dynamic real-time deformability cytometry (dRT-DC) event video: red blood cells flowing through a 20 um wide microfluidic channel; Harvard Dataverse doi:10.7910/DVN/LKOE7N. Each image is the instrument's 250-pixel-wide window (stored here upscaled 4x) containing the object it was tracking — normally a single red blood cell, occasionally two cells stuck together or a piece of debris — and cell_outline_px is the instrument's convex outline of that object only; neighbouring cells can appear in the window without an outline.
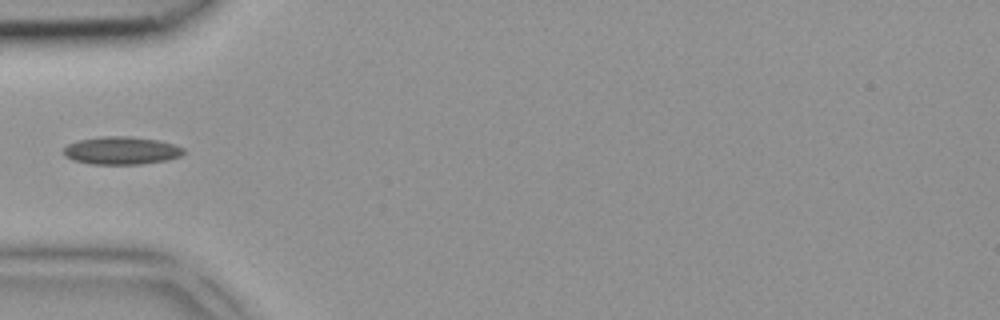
{"species": "common noctule bat (a hibernating species)", "species_latin": "Nyctalus noctula", "temperature_condition": "room temperature", "stored_images_in_passage": 2, "camera_frame_rate_fps": 3000, "um_per_image_px": 0.085, "animal": {"sex": "female", "body_mass_g": 18.4}, "frame": {"image": 1, "passage_image": 2, "time_ms": 0.333, "image_size_px": [1000, 320], "cell_outline_px": [[184, 152], [180, 156], [168, 160], [140, 164], [92, 164], [72, 160], [64, 156], [64, 148], [68, 144], [80, 140], [100, 136], [132, 136], [160, 140], [184, 148]], "centroid_in_image_um": [10.32, 12.79], "position_along_channel_um": 74.7, "area_um2": 19.54}}